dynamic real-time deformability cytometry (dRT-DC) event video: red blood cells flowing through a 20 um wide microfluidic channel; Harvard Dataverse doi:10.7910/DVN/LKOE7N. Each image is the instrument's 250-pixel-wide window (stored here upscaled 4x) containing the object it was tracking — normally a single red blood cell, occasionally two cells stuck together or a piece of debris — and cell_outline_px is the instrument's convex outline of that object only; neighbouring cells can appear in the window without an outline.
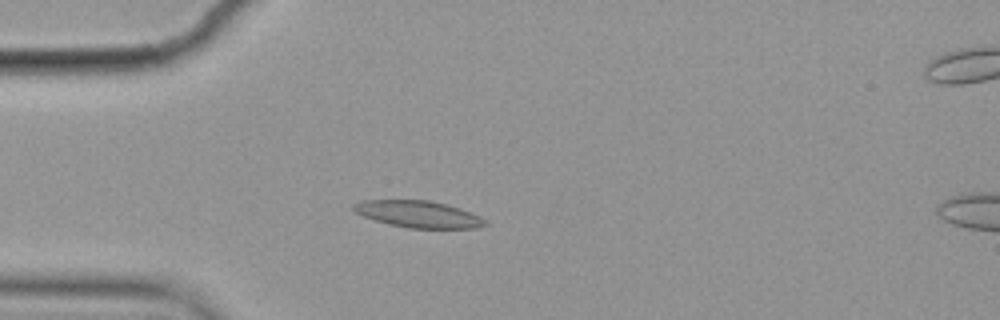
{"species": "common noctule bat (a hibernating species)", "species_latin": "Nyctalus noctula", "temperature_condition": "cold", "stored_images_in_passage": 42, "camera_frame_rate_fps": 3000, "um_per_image_px": 0.085, "animal": {"sex": "female", "body_mass_g": 19.9}, "frame": {"image": 1, "passage_image": 1, "time_ms": 0.0, "image_size_px": [1000, 320], "cell_outline_px": [[488, 224], [476, 228], [408, 228], [388, 224], [364, 216], [356, 212], [352, 208], [352, 204], [360, 200], [428, 200], [448, 204], [460, 208], [480, 216]], "centroid_in_image_um": [35.55, 18.2], "position_along_channel_um": 49.5, "area_um2": 20.52}}
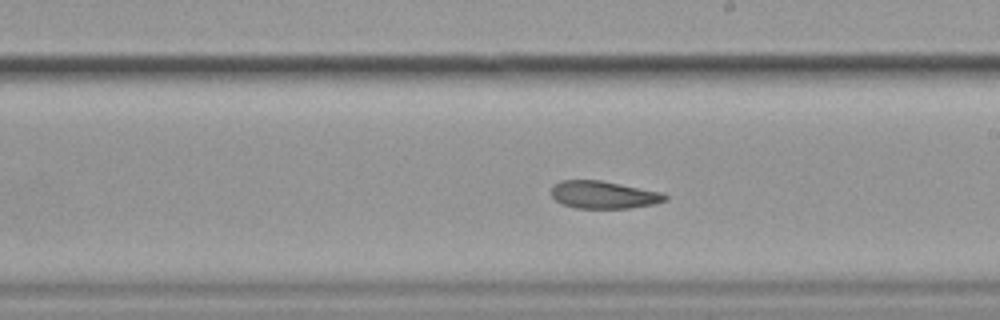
{"frame": {"image": 2, "passage_image": 18, "time_ms": 5.667, "image_size_px": [1000, 320], "cell_outline_px": [[668, 200], [656, 204], [628, 208], [576, 208], [560, 204], [552, 196], [552, 184], [560, 180], [600, 180], [664, 192], [668, 196]], "centroid_in_image_um": [51.33, 16.55], "position_along_channel_um": 237.7, "area_um2": 18.55}}
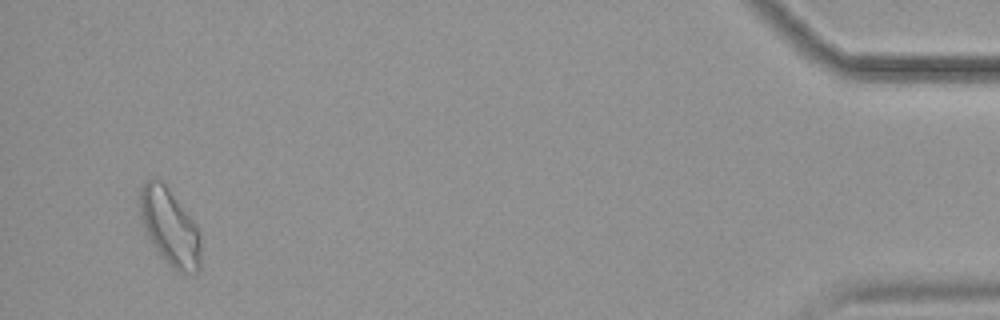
{"frame": {"image": 3, "passage_image": 40, "time_ms": 13.0, "image_size_px": [1000, 320], "cell_outline_px": [[200, 268], [196, 272], [176, 272], [160, 256], [148, 236], [144, 228], [140, 216], [140, 188], [144, 180], [164, 180], [196, 224], [200, 232]], "centroid_in_image_um": [14.44, 19.28], "position_along_channel_um": 420.8, "area_um2": 27.46}, "authors_computed_cell_mechanics": {"area_um2": 19.3052, "velocity_mm_per_s": 3.5366, "shape_relaxation_time_tau1_ms": null, "shape_relaxation_time_tau2_ms": 10.4722, "deformation_change_tau1": null, "deformation_change_tau2": 0.1886}}